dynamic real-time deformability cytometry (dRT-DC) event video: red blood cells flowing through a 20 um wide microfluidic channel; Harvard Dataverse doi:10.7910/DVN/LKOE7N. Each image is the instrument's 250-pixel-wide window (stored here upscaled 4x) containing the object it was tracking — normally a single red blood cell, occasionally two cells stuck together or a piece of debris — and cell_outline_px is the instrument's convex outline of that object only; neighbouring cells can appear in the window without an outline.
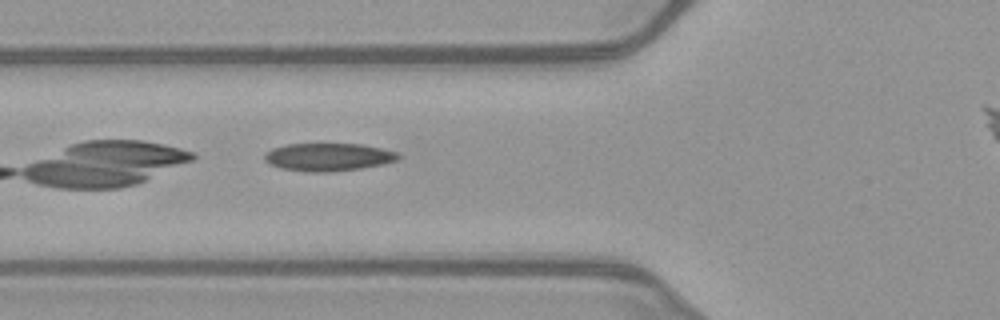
{"species": "common noctule bat (a hibernating species)", "species_latin": "Nyctalus noctula", "temperature_condition": "warm", "stored_images_in_passage": 32, "camera_frame_rate_fps": 3000, "um_per_image_px": 0.085, "animal": {"sex": "female", "body_mass_g": 21.9}, "frame": {"image": 1, "passage_image": 5, "time_ms": 1.333, "image_size_px": [1000, 320], "cell_outline_px": [[400, 156], [396, 160], [384, 164], [360, 168], [328, 172], [304, 172], [280, 168], [264, 160], [264, 152], [272, 148], [288, 144], [360, 144], [400, 152]], "centroid_in_image_um": [27.89, 13.35], "position_along_channel_um": 97.9, "area_um2": 21.73}}
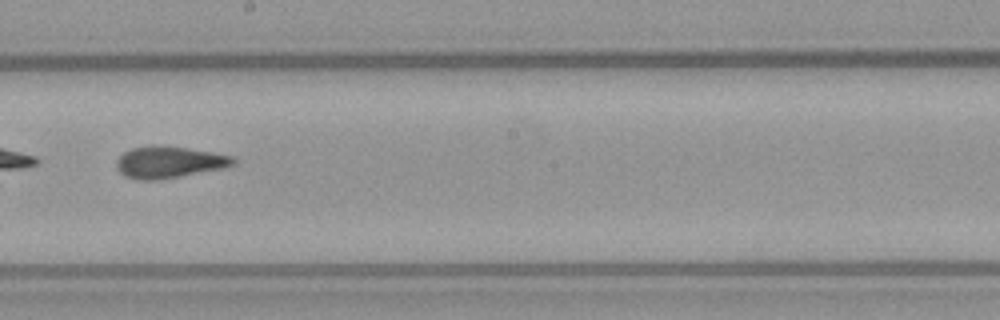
{"frame": {"image": 2, "passage_image": 15, "time_ms": 4.667, "image_size_px": [1000, 320], "cell_outline_px": [[236, 164], [224, 168], [160, 180], [140, 180], [124, 176], [116, 168], [116, 160], [124, 152], [132, 148], [152, 144], [188, 148], [212, 152], [232, 156], [236, 160]], "centroid_in_image_um": [14.36, 13.78], "position_along_channel_um": 233.8, "area_um2": 21.79}}
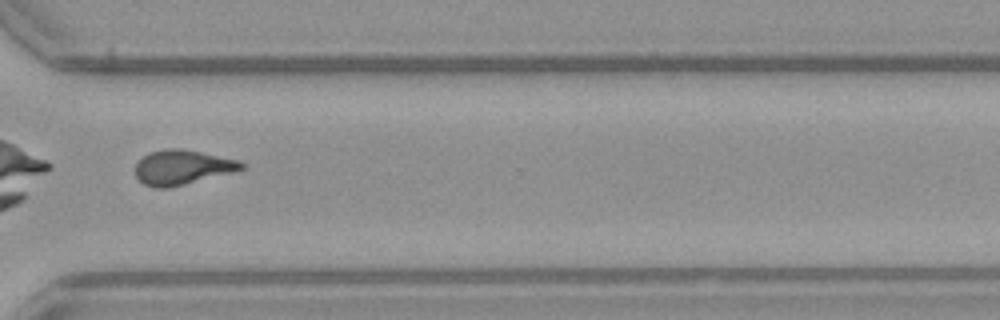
{"frame": {"image": 3, "passage_image": 24, "time_ms": 7.667, "image_size_px": [1000, 320], "cell_outline_px": [[244, 168], [232, 172], [168, 188], [156, 188], [144, 184], [136, 176], [136, 164], [148, 152], [168, 148], [180, 148], [240, 160], [244, 164]], "centroid_in_image_um": [15.48, 14.21], "position_along_channel_um": 355.1, "area_um2": 21.15}}